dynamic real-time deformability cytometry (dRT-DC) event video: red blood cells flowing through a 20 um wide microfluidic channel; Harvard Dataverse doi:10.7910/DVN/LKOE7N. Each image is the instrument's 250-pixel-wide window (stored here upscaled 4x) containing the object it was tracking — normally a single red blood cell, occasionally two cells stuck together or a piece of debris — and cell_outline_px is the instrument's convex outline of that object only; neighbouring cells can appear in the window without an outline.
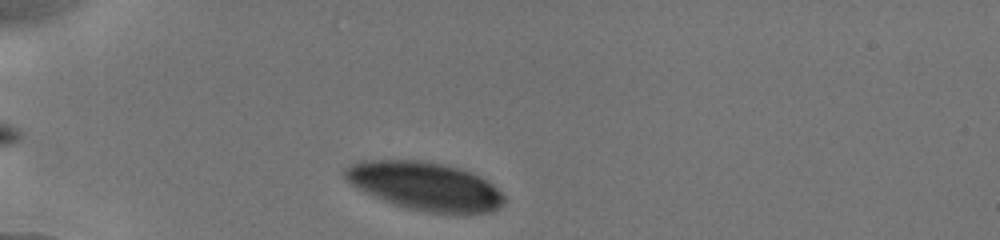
{"species": "human", "species_latin": "Homo sapiens", "temperature_condition": "cold", "stored_images_in_passage": 3, "camera_frame_rate_fps": 3000, "um_per_image_px": 0.085, "donor": {"sex": "male"}, "frame": {"image": 1, "passage_image": 1, "time_ms": 0.0, "image_size_px": [1000, 240], "cell_outline_px": [[504, 204], [500, 208], [492, 212], [428, 212], [408, 208], [392, 204], [352, 184], [344, 176], [344, 168], [360, 160], [420, 160], [444, 164], [460, 168], [472, 172], [480, 176], [492, 184], [504, 196]], "centroid_in_image_um": [36.15, 15.8], "position_along_channel_um": 48.8, "area_um2": 44.27}}